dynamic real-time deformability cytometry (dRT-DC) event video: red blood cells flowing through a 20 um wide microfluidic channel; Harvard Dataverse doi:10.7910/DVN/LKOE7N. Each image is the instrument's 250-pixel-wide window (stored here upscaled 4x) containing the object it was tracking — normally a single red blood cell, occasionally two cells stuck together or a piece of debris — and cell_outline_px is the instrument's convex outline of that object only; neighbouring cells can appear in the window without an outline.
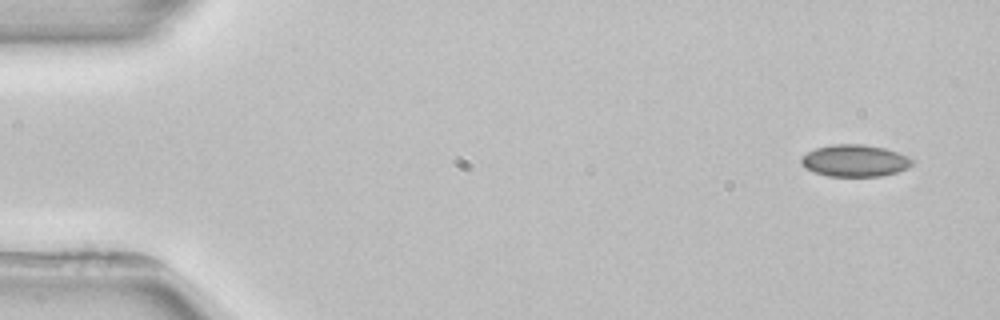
{"species": "common noctule bat (a hibernating species)", "species_latin": "Nyctalus noctula", "temperature_condition": "room temperature", "stored_images_in_passage": 4, "segment_of_instrument_passage": [1, 2], "camera_frame_rate_fps": 3000, "um_per_image_px": 0.085, "animal": {"sex": "female", "body_mass_g": 22.7, "forearm_length_mm": 54.2}, "frame": {"image": 1, "passage_image": 1, "time_ms": 0.0, "image_size_px": [1000, 320], "cell_outline_px": [[916, 160], [908, 168], [896, 172], [880, 176], [828, 176], [812, 172], [804, 168], [800, 160], [800, 156], [816, 148], [832, 144], [860, 144], [884, 148], [908, 156]], "centroid_in_image_um": [72.64, 13.66], "position_along_channel_um": 12.4, "area_um2": 20.75}}